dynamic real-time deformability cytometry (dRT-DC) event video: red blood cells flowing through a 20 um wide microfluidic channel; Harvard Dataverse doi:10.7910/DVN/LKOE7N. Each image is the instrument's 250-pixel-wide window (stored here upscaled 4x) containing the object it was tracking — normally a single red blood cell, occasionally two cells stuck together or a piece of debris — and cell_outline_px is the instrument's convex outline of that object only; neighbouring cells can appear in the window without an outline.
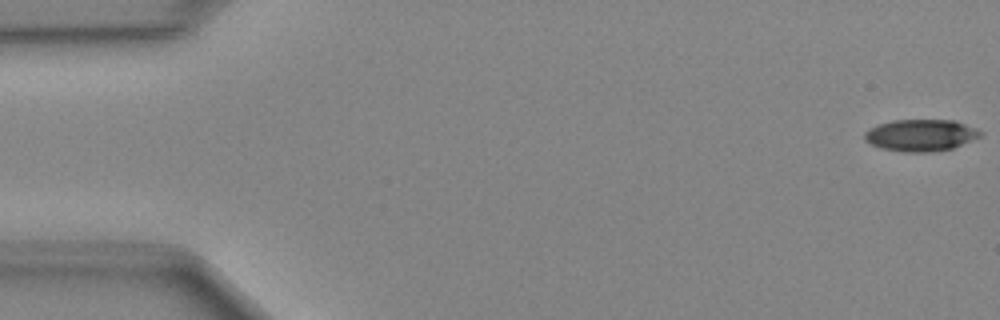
{"species": "Egyptian fruit bat (a non-hibernating species)", "species_latin": "Rousettus aegyptiacus", "temperature_condition": "cold", "stored_images_in_passage": 49, "camera_frame_rate_fps": 3000, "um_per_image_px": 0.085, "animal": {"sex": "female"}, "frame": {"image": 1, "passage_image": 1, "time_ms": 0.0, "image_size_px": [1000, 320], "cell_outline_px": [[984, 132], [980, 136], [952, 148], [932, 152], [904, 152], [884, 148], [872, 144], [864, 140], [864, 132], [868, 128], [892, 120], [956, 120], [976, 128]], "centroid_in_image_um": [78.26, 11.48], "position_along_channel_um": 6.7, "area_um2": 21.39}}
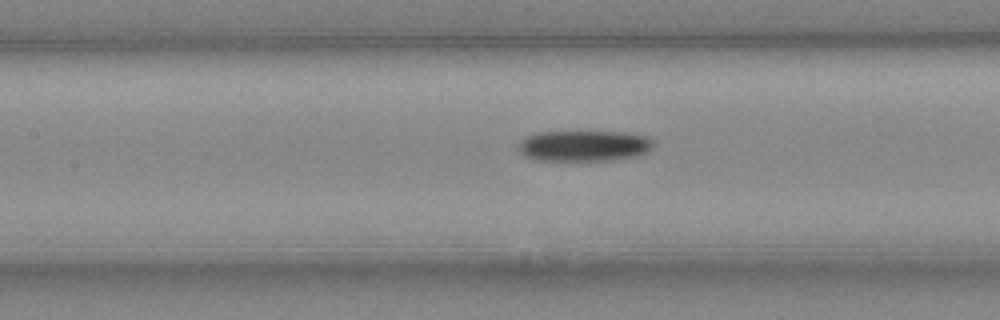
{"frame": {"image": 2, "passage_image": 22, "time_ms": 7.0, "image_size_px": [1000, 320], "cell_outline_px": [[656, 144], [648, 152], [636, 156], [612, 160], [536, 160], [520, 152], [516, 148], [520, 140], [524, 136], [536, 132], [624, 132], [644, 136], [652, 140]], "centroid_in_image_um": [49.62, 12.39], "position_along_channel_um": 157.8, "area_um2": 24.39}}
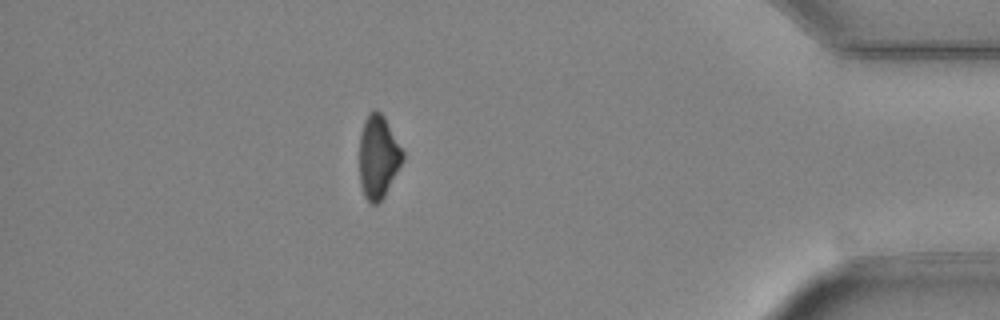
{"frame": {"image": 3, "passage_image": 43, "time_ms": 14.0, "image_size_px": [1000, 320], "cell_outline_px": [[404, 160], [384, 196], [376, 204], [372, 204], [364, 196], [360, 184], [360, 136], [364, 120], [368, 112], [376, 108], [384, 116], [404, 152]], "centroid_in_image_um": [32.15, 13.3], "position_along_channel_um": 403.0, "area_um2": 20.98}}